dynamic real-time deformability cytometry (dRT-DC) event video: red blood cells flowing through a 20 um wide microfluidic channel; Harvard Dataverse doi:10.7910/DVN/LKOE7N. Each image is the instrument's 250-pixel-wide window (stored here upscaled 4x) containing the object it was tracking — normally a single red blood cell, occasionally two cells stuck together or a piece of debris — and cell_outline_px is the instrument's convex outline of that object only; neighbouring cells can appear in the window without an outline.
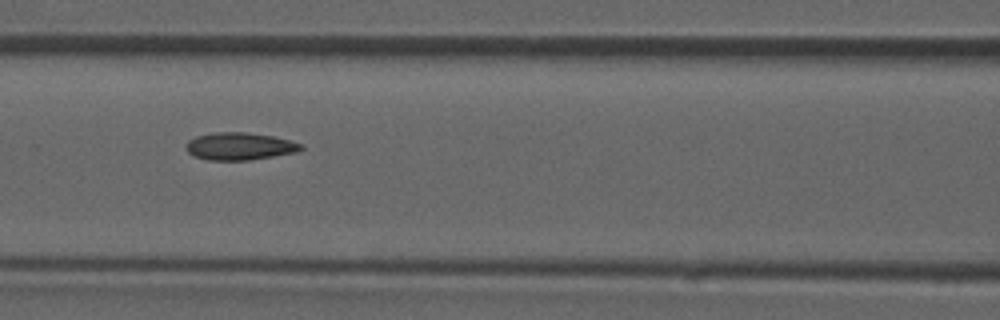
{"species": "common noctule bat (a hibernating species)", "species_latin": "Nyctalus noctula", "temperature_condition": "room temperature", "stored_images_in_passage": 46, "camera_frame_rate_fps": 3000, "um_per_image_px": 0.085, "animal": {"sex": "male", "forearm_length_mm": 52.5}, "frame": {"image": 1, "passage_image": 20, "time_ms": 6.333, "image_size_px": [1000, 320], "cell_outline_px": [[304, 148], [296, 152], [248, 160], [208, 160], [192, 156], [184, 148], [184, 144], [188, 140], [196, 136], [212, 132], [244, 132], [272, 136], [288, 140], [300, 144]], "centroid_in_image_um": [20.27, 12.43], "position_along_channel_um": 146.3, "area_um2": 18.38}}